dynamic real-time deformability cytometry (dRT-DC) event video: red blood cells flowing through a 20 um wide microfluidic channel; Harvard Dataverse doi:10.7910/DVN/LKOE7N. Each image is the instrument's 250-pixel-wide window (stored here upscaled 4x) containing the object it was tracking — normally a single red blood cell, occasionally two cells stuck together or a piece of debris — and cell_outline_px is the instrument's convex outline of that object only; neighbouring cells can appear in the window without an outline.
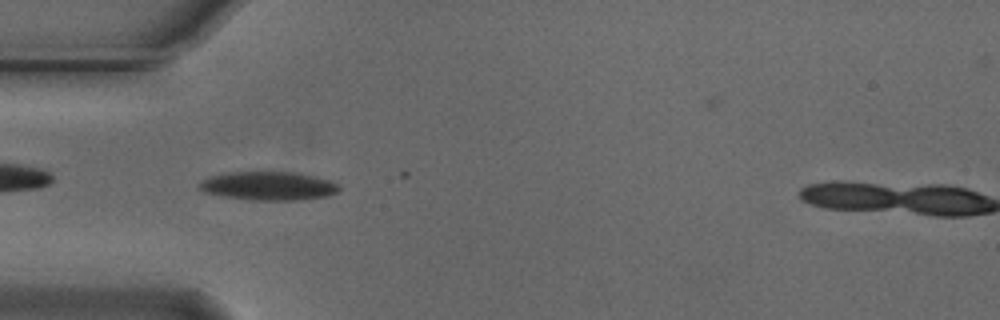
{"species": "Egyptian fruit bat (a non-hibernating species)", "species_latin": "Rousettus aegyptiacus", "temperature_condition": "cold", "stored_images_in_passage": 8, "camera_frame_rate_fps": 3000, "um_per_image_px": 0.085, "animal": {"sex": "male"}, "frame": {"image": 1, "passage_image": 2, "time_ms": 0.333, "image_size_px": [1000, 320], "cell_outline_px": [[340, 188], [336, 192], [328, 196], [300, 200], [252, 200], [220, 196], [204, 192], [196, 188], [204, 180], [212, 176], [232, 172], [292, 172], [312, 176], [328, 180], [340, 184]], "centroid_in_image_um": [22.82, 15.82], "position_along_channel_um": 62.2, "area_um2": 23.18}}
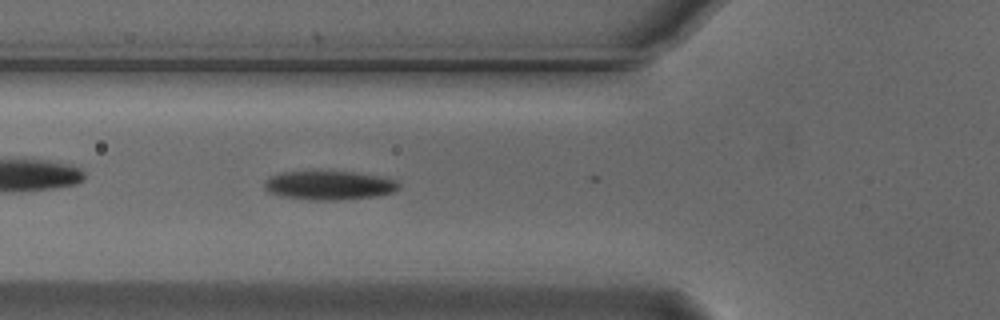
{"frame": {"image": 2, "passage_image": 5, "time_ms": 1.333, "image_size_px": [1000, 320], "cell_outline_px": [[400, 188], [392, 192], [376, 196], [336, 200], [316, 200], [284, 196], [268, 192], [264, 188], [264, 184], [272, 176], [284, 172], [352, 172], [380, 176], [396, 180], [400, 184]], "centroid_in_image_um": [28.03, 15.76], "position_along_channel_um": 97.8, "area_um2": 22.2}}